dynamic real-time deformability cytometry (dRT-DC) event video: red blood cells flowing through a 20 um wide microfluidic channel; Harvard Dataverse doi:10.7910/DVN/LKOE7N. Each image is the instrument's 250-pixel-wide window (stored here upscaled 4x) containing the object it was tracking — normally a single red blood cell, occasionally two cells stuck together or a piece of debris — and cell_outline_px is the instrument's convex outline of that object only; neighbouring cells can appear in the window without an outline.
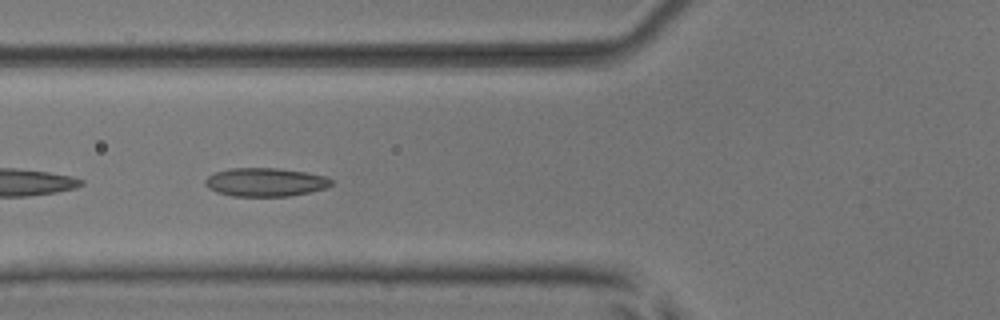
{"species": "common noctule bat (a hibernating species)", "species_latin": "Nyctalus noctula", "temperature_condition": "room temperature", "stored_images_in_passage": 26, "camera_frame_rate_fps": 3000, "um_per_image_px": 0.085, "animal": {"sex": "male", "body_mass_g": 17.9, "forearm_length_mm": 54.2}, "frame": {"image": 1, "passage_image": 19, "time_ms": 6.0, "image_size_px": [1000, 320], "cell_outline_px": [[332, 184], [324, 188], [308, 192], [288, 196], [232, 196], [216, 192], [208, 188], [204, 184], [204, 180], [208, 176], [216, 172], [232, 168], [276, 168], [304, 172], [328, 176], [332, 180]], "centroid_in_image_um": [22.53, 15.48], "position_along_channel_um": 103.3, "area_um2": 20.87}}
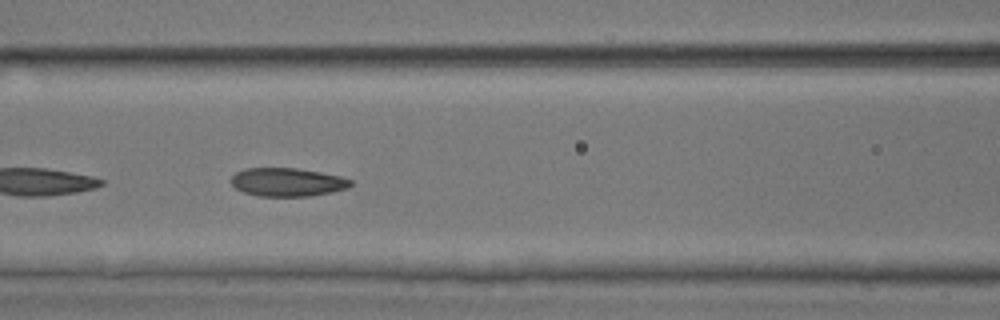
{"frame": {"image": 2, "passage_image": 22, "time_ms": 7.0, "image_size_px": [1000, 320], "cell_outline_px": [[352, 184], [348, 188], [332, 192], [308, 196], [260, 196], [244, 192], [236, 188], [232, 184], [232, 176], [236, 172], [244, 168], [296, 168], [320, 172], [340, 176], [352, 180]], "centroid_in_image_um": [24.44, 15.47], "position_along_channel_um": 142.2, "area_um2": 19.71}}